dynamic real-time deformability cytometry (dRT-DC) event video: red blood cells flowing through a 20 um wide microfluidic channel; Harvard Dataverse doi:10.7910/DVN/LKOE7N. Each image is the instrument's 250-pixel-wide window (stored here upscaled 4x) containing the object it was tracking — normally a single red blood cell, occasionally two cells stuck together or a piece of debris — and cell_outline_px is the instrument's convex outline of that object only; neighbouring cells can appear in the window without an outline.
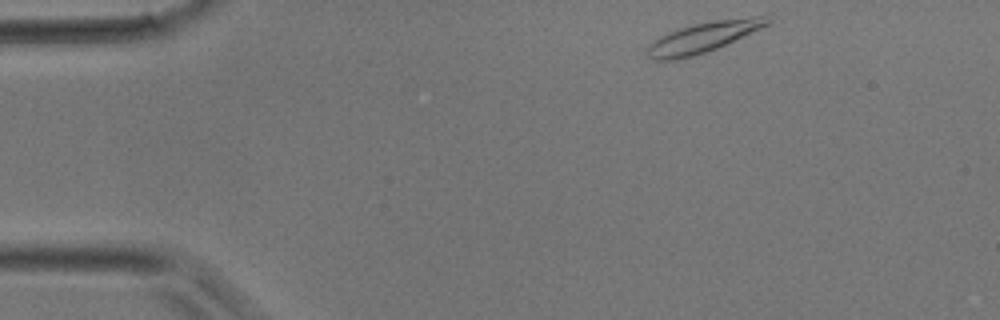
{"species": "common noctule bat (a hibernating species)", "species_latin": "Nyctalus noctula", "temperature_condition": "room temperature", "stored_images_in_passage": 36, "camera_frame_rate_fps": 3000, "um_per_image_px": 0.085, "animal": {"sex": "male", "body_mass_g": 17.9}, "frame": {"image": 1, "passage_image": 1, "time_ms": 0.0, "image_size_px": [1000, 320], "cell_outline_px": [[772, 24], [716, 48], [692, 56], [676, 60], [652, 60], [648, 56], [648, 44], [660, 36], [668, 32], [692, 24], [716, 20], [752, 16], [764, 16], [772, 20]], "centroid_in_image_um": [59.79, 3.16], "position_along_channel_um": 25.2, "area_um2": 21.15}}
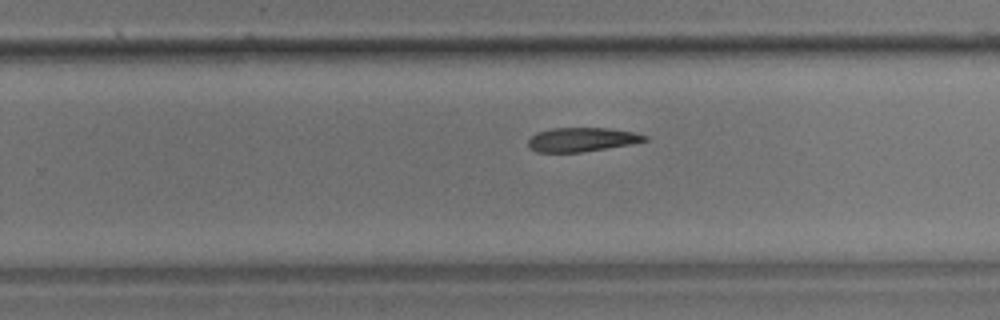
{"frame": {"image": 2, "passage_image": 21, "time_ms": 6.667, "image_size_px": [1000, 320], "cell_outline_px": [[648, 140], [632, 144], [580, 152], [536, 152], [528, 148], [528, 140], [536, 132], [552, 128], [608, 128], [636, 132], [648, 136]], "centroid_in_image_um": [49.46, 11.86], "position_along_channel_um": 280.3, "area_um2": 16.42}}
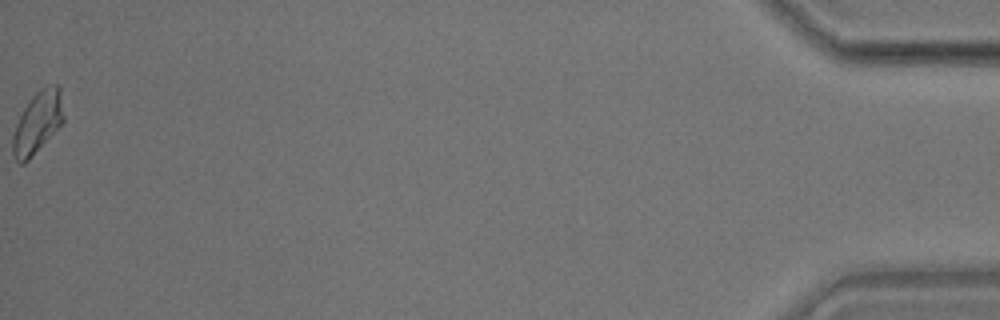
{"frame": {"image": 3, "passage_image": 36, "time_ms": 11.667, "image_size_px": [1000, 320], "cell_outline_px": [[64, 120], [28, 160], [24, 164], [20, 164], [12, 156], [12, 136], [16, 124], [24, 108], [32, 96], [40, 88], [48, 84], [56, 84], [60, 88], [64, 116]], "centroid_in_image_um": [3.18, 10.39], "position_along_channel_um": 432.0, "area_um2": 18.15}}